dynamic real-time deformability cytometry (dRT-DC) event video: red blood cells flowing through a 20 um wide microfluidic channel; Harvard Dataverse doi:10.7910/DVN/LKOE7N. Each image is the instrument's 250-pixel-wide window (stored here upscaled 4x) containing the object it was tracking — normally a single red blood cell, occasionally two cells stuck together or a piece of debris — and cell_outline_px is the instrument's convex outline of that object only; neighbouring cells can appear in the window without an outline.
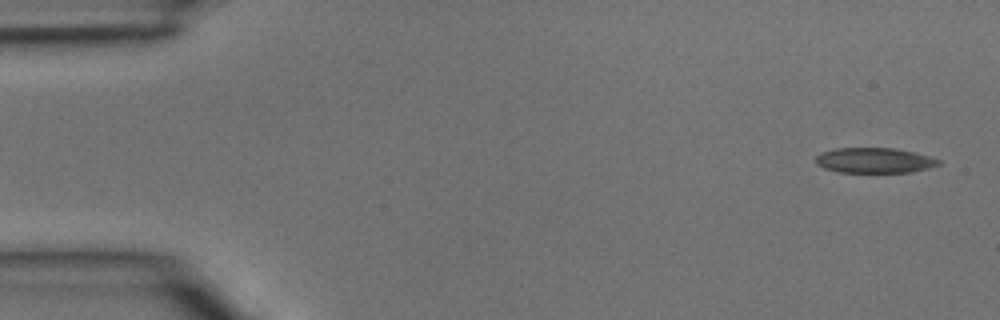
{"species": "common noctule bat (a hibernating species)", "species_latin": "Nyctalus noctula", "temperature_condition": "room temperature", "stored_images_in_passage": 4, "camera_frame_rate_fps": 3000, "um_per_image_px": 0.085, "animal": {"sex": "male", "body_mass_g": 15.6}, "frame": {"image": 1, "passage_image": 1, "time_ms": 0.0, "image_size_px": [1000, 320], "cell_outline_px": [[940, 164], [928, 168], [912, 172], [840, 172], [824, 168], [816, 164], [816, 156], [820, 152], [836, 148], [896, 148], [928, 156], [940, 160]], "centroid_in_image_um": [74.29, 13.63], "position_along_channel_um": 10.7, "area_um2": 17.98}}
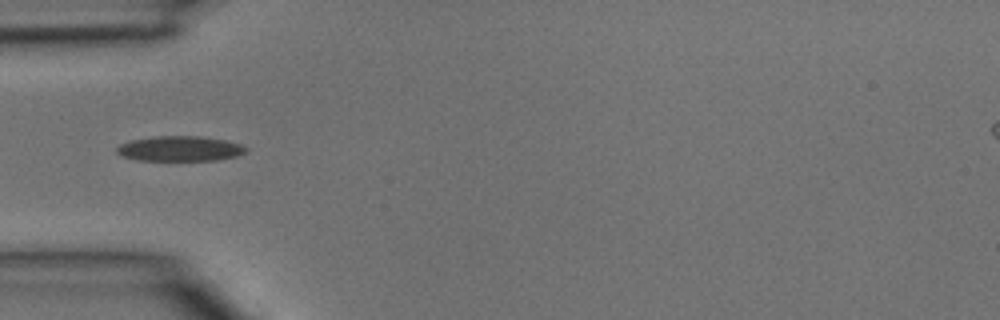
{"frame": {"image": 2, "passage_image": 4, "time_ms": 1.0, "image_size_px": [1000, 320], "cell_outline_px": [[248, 152], [236, 156], [216, 160], [140, 160], [124, 156], [116, 152], [116, 148], [120, 144], [132, 140], [156, 136], [200, 136], [228, 140], [240, 144], [248, 148]], "centroid_in_image_um": [15.35, 12.63], "position_along_channel_um": 69.7, "area_um2": 18.84}}